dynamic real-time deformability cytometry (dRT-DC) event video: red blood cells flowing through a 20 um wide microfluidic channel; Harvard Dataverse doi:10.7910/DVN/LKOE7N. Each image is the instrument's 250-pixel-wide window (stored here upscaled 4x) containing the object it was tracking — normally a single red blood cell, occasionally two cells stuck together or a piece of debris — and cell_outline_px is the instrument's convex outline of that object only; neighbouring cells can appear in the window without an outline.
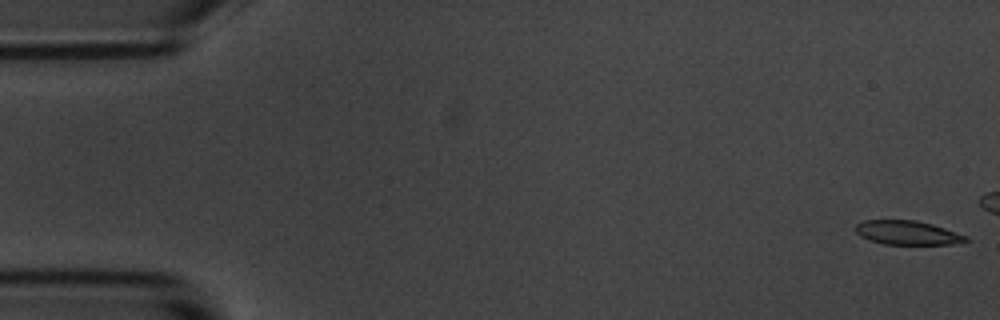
{"species": "common noctule bat (a hibernating species)", "species_latin": "Nyctalus noctula", "temperature_condition": "room temperature", "stored_images_in_passage": 10, "camera_frame_rate_fps": 3000, "um_per_image_px": 0.085, "animal": {"sex": "male", "body_mass_g": 20.1, "forearm_length_mm": 53.5}, "frame": {"image": 1, "passage_image": 1, "time_ms": 0.0, "image_size_px": [1000, 320], "cell_outline_px": [[972, 240], [952, 244], [884, 244], [868, 240], [860, 236], [856, 232], [856, 224], [864, 220], [916, 220], [932, 224], [968, 236]], "centroid_in_image_um": [77.14, 19.78], "position_along_channel_um": 7.9, "area_um2": 15.49}}